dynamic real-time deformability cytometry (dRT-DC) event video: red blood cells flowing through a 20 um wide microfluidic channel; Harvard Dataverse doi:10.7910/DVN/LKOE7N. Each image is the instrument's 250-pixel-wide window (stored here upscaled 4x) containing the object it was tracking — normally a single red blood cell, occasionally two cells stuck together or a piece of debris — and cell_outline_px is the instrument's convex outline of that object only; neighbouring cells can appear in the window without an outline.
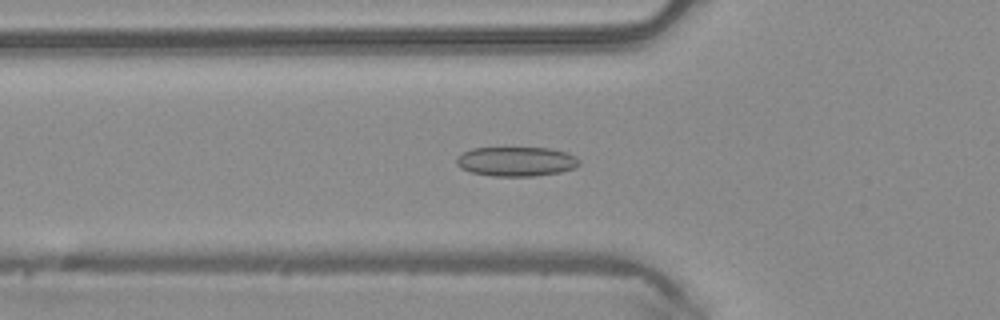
{"species": "common noctule bat (a hibernating species)", "species_latin": "Nyctalus noctula", "temperature_condition": "warm", "stored_images_in_passage": 36, "camera_frame_rate_fps": 3000, "um_per_image_px": 0.085, "animal": {"sex": "male", "body_mass_g": 20.4}, "frame": {"image": 1, "passage_image": 3, "time_ms": 0.667, "image_size_px": [1000, 320], "cell_outline_px": [[580, 164], [576, 168], [560, 172], [532, 176], [492, 176], [472, 172], [460, 168], [456, 164], [456, 156], [472, 148], [548, 148], [568, 152], [576, 156], [580, 160]], "centroid_in_image_um": [43.9, 13.72], "position_along_channel_um": 81.9, "area_um2": 21.21}}
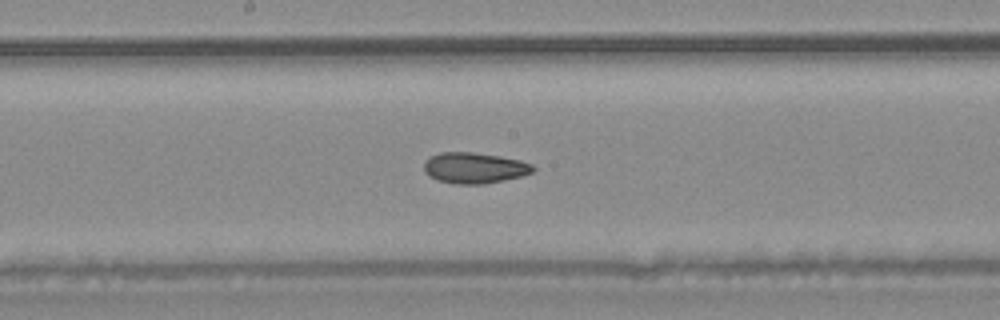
{"frame": {"image": 2, "passage_image": 12, "time_ms": 3.667, "image_size_px": [1000, 320], "cell_outline_px": [[536, 168], [532, 172], [520, 176], [504, 180], [484, 184], [456, 184], [436, 180], [428, 176], [424, 172], [424, 164], [432, 156], [440, 152], [472, 152], [500, 156], [520, 160], [532, 164]], "centroid_in_image_um": [40.32, 14.28], "position_along_channel_um": 207.9, "area_um2": 19.59}}
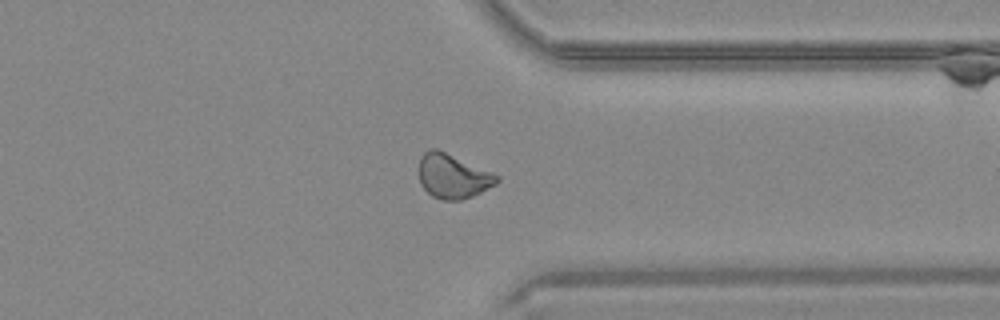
{"frame": {"image": 3, "passage_image": 24, "time_ms": 7.667, "image_size_px": [1000, 320], "cell_outline_px": [[500, 180], [496, 184], [472, 196], [460, 200], [444, 200], [432, 196], [420, 184], [420, 156], [428, 148], [436, 148], [492, 172], [500, 176]], "centroid_in_image_um": [38.49, 14.97], "position_along_channel_um": 372.9, "area_um2": 20.0}, "authors_computed_cell_mechanics": {"area_um2": 19.652, "velocity_mm_per_s": 4.1702, "shape_relaxation_time_tau1_ms": 8.223, "shape_relaxation_time_tau2_ms": 2.5558, "deformation_change_tau1": 0.1541, "deformation_change_tau2": 0.0734}}